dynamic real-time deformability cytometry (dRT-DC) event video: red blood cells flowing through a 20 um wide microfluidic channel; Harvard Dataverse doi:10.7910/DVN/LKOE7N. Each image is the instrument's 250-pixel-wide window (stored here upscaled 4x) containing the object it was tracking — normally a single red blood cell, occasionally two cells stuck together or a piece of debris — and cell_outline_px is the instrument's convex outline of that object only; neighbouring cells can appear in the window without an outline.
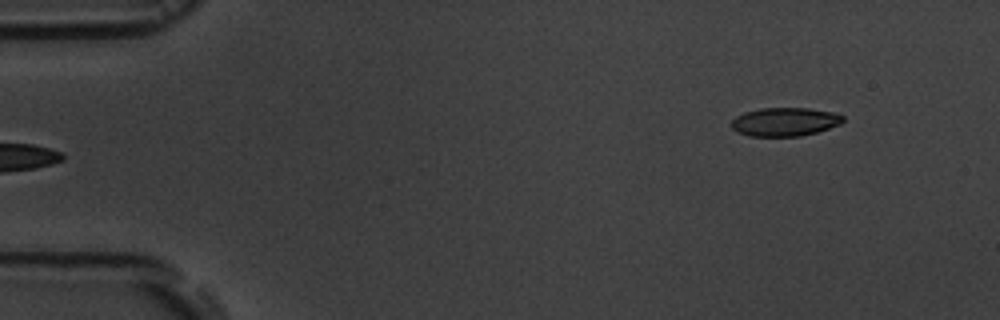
{"species": "common noctule bat (a hibernating species)", "species_latin": "Nyctalus noctula", "temperature_condition": "room temperature", "stored_images_in_passage": 6, "segment_of_instrument_passage": [2, 2], "camera_frame_rate_fps": 3000, "um_per_image_px": 0.085, "animal": {"sex": "male", "body_mass_g": 19.5, "forearm_length_mm": 54.6}, "frame": {"image": 1, "passage_image": 6, "time_ms": 5.667, "image_size_px": [1000, 320], "cell_outline_px": [[844, 120], [840, 124], [816, 132], [800, 136], [748, 136], [736, 132], [732, 128], [732, 120], [736, 116], [744, 112], [760, 108], [808, 108], [832, 112], [844, 116]], "centroid_in_image_um": [66.68, 10.35], "position_along_channel_um": 18.3, "area_um2": 18.55}}